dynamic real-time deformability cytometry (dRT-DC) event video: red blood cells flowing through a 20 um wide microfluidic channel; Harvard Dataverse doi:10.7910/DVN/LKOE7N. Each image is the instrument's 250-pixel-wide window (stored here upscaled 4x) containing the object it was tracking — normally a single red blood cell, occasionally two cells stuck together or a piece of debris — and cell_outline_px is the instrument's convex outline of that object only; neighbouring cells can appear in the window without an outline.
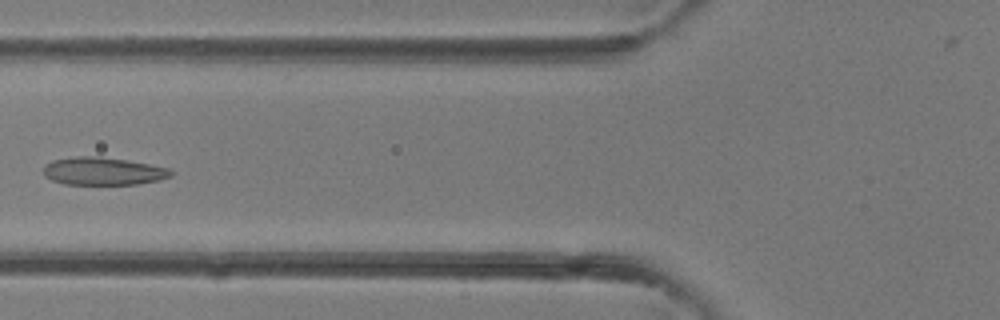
{"species": "common noctule bat (a hibernating species)", "species_latin": "Nyctalus noctula", "temperature_condition": "room temperature", "stored_images_in_passage": 39, "camera_frame_rate_fps": 3000, "um_per_image_px": 0.085, "animal": {"sex": "female"}, "frame": {"image": 1, "passage_image": 15, "time_ms": 4.667, "image_size_px": [1000, 320], "cell_outline_px": [[172, 176], [160, 180], [136, 184], [64, 184], [52, 180], [44, 176], [44, 164], [52, 160], [76, 156], [100, 156], [128, 160], [168, 168], [172, 172]], "centroid_in_image_um": [8.74, 14.54], "position_along_channel_um": 117.1, "area_um2": 20.69}}
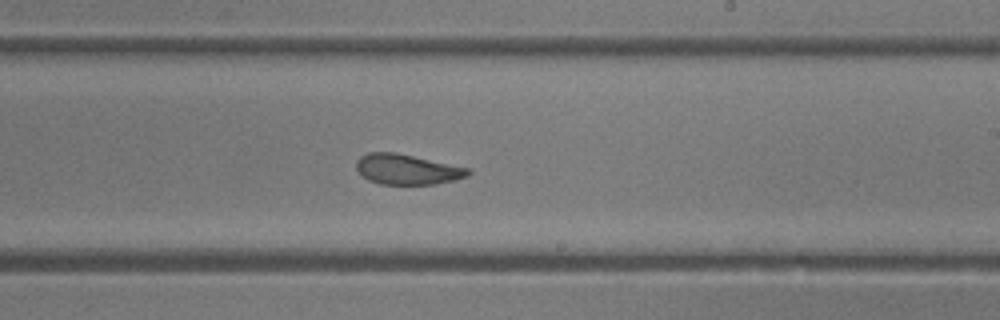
{"frame": {"image": 2, "passage_image": 23, "time_ms": 7.333, "image_size_px": [1000, 320], "cell_outline_px": [[472, 172], [468, 176], [436, 184], [380, 184], [368, 180], [356, 168], [356, 160], [360, 156], [368, 152], [396, 152], [468, 168]], "centroid_in_image_um": [34.58, 14.39], "position_along_channel_um": 254.4, "area_um2": 19.59}}
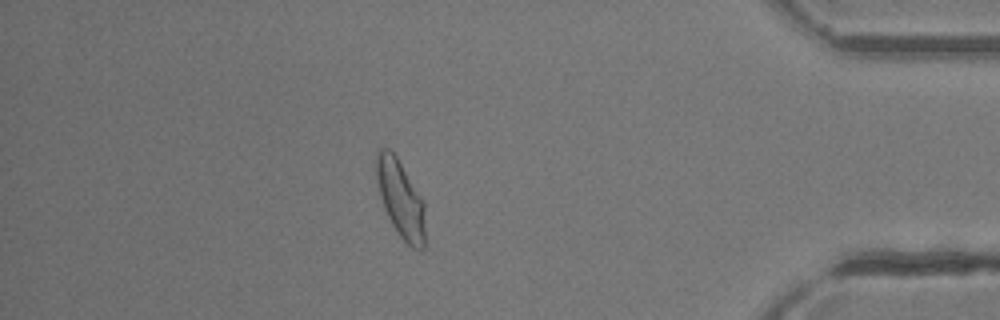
{"frame": {"image": 3, "passage_image": 34, "time_ms": 11.0, "image_size_px": [1000, 320], "cell_outline_px": [[424, 248], [412, 248], [400, 236], [392, 224], [384, 208], [380, 196], [376, 180], [376, 152], [380, 148], [388, 148], [396, 156], [424, 200]], "centroid_in_image_um": [34.04, 16.87], "position_along_channel_um": 401.2, "area_um2": 21.85}}